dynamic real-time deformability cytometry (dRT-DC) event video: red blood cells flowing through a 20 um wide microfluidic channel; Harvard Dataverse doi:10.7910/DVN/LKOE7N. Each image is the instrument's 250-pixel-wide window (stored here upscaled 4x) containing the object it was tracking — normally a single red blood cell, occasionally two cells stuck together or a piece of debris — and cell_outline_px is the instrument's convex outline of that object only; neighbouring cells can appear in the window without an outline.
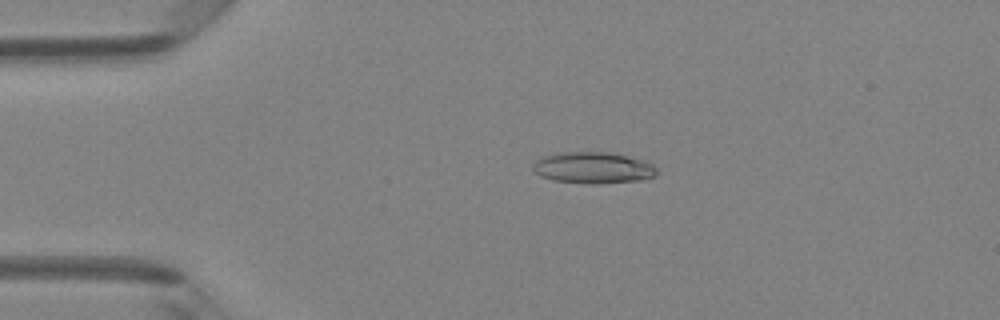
{"species": "Egyptian fruit bat (a non-hibernating species)", "species_latin": "Rousettus aegyptiacus", "temperature_condition": "room temperature", "stored_images_in_passage": 39, "camera_frame_rate_fps": 3000, "um_per_image_px": 0.085, "animal": {"sex": "female"}, "frame": {"image": 1, "passage_image": 1, "time_ms": 0.0, "image_size_px": [1000, 320], "cell_outline_px": [[660, 172], [656, 176], [640, 180], [596, 184], [588, 184], [552, 180], [540, 176], [532, 168], [532, 164], [536, 160], [544, 156], [560, 152], [608, 152], [628, 156], [644, 160], [652, 164]], "centroid_in_image_um": [50.43, 14.26], "position_along_channel_um": 34.6, "area_um2": 22.89}}
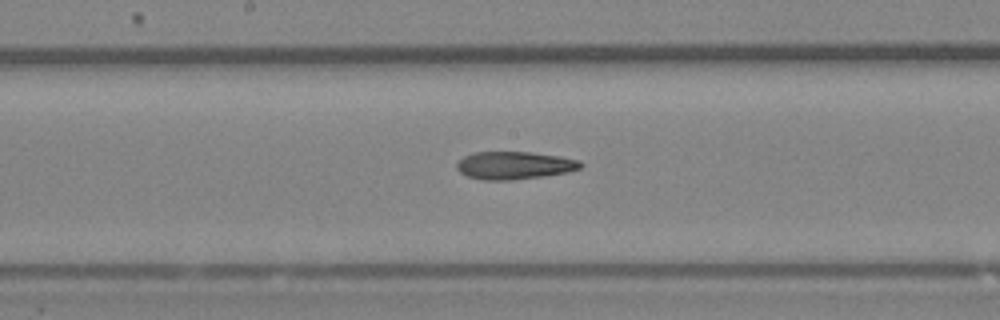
{"frame": {"image": 2, "passage_image": 16, "time_ms": 5.0, "image_size_px": [1000, 320], "cell_outline_px": [[584, 164], [580, 168], [568, 172], [544, 176], [512, 180], [480, 180], [468, 176], [460, 172], [456, 168], [456, 164], [464, 156], [476, 152], [532, 152], [560, 156], [580, 160]], "centroid_in_image_um": [43.74, 14.06], "position_along_channel_um": 204.5, "area_um2": 20.11}}
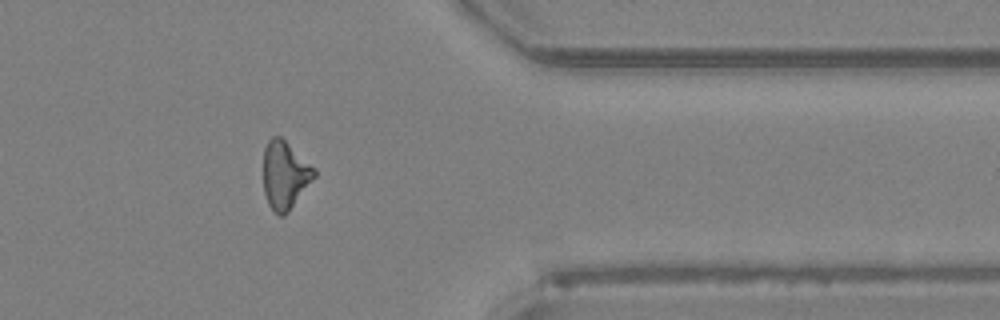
{"frame": {"image": 3, "passage_image": 30, "time_ms": 9.667, "image_size_px": [1000, 320], "cell_outline_px": [[316, 176], [288, 212], [284, 216], [280, 216], [268, 204], [264, 192], [264, 148], [268, 140], [272, 136], [280, 136], [316, 168]], "centroid_in_image_um": [24.23, 14.86], "position_along_channel_um": 387.2, "area_um2": 20.06}}